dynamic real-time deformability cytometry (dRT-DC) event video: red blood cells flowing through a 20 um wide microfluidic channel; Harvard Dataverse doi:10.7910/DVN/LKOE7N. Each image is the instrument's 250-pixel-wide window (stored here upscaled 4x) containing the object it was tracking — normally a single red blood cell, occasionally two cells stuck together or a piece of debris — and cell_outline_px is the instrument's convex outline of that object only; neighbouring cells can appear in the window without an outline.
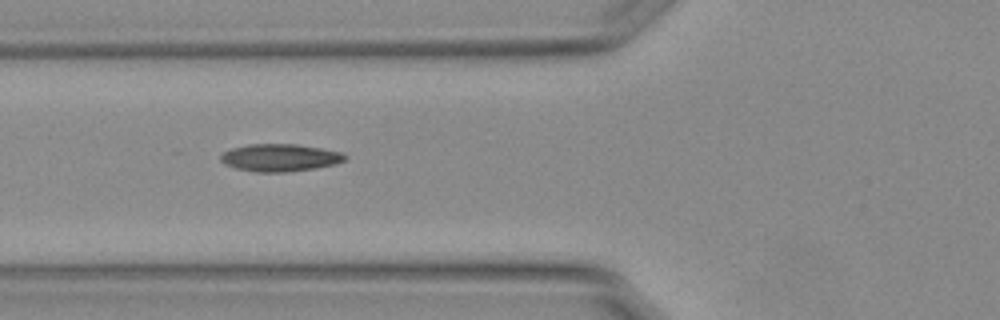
{"species": "Egyptian fruit bat (a non-hibernating species)", "species_latin": "Rousettus aegyptiacus", "temperature_condition": "warm", "stored_images_in_passage": 39, "camera_frame_rate_fps": 3000, "um_per_image_px": 0.085, "animal": {"sex": "female"}, "frame": {"image": 1, "passage_image": 6, "time_ms": 1.667, "image_size_px": [1000, 320], "cell_outline_px": [[348, 156], [344, 160], [336, 164], [316, 168], [284, 172], [256, 172], [236, 168], [224, 164], [220, 160], [220, 156], [224, 152], [232, 148], [248, 144], [296, 144], [320, 148], [340, 152]], "centroid_in_image_um": [23.78, 13.4], "position_along_channel_um": 102.0, "area_um2": 19.83}}
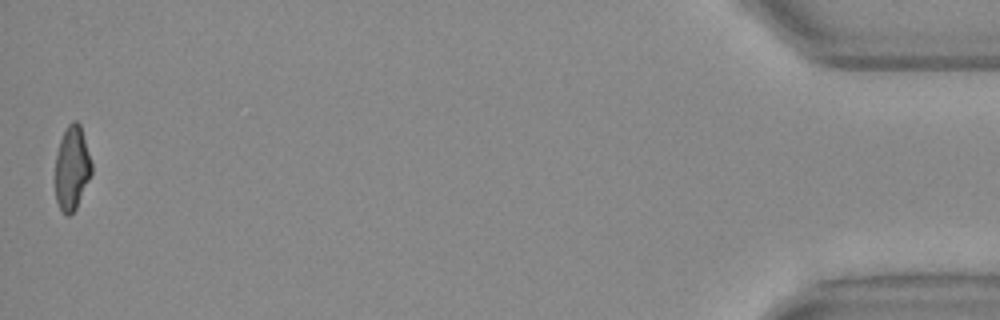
{"frame": {"image": 2, "passage_image": 39, "time_ms": 12.667, "image_size_px": [1000, 320], "cell_outline_px": [[92, 172], [76, 208], [68, 216], [64, 216], [56, 200], [56, 152], [60, 140], [68, 124], [72, 120], [76, 120], [80, 124], [92, 164]], "centroid_in_image_um": [6.11, 14.28], "position_along_channel_um": 429.1, "area_um2": 17.63}, "authors_computed_cell_mechanics": {"area_um2": 18.9006, "velocity_mm_per_s": 3.7987, "shape_relaxation_time_tau1_ms": 11.126, "shape_relaxation_time_tau2_ms": 1.3685, "deformation_change_tau1": 0.2774, "deformation_change_tau2": 0.0783}}